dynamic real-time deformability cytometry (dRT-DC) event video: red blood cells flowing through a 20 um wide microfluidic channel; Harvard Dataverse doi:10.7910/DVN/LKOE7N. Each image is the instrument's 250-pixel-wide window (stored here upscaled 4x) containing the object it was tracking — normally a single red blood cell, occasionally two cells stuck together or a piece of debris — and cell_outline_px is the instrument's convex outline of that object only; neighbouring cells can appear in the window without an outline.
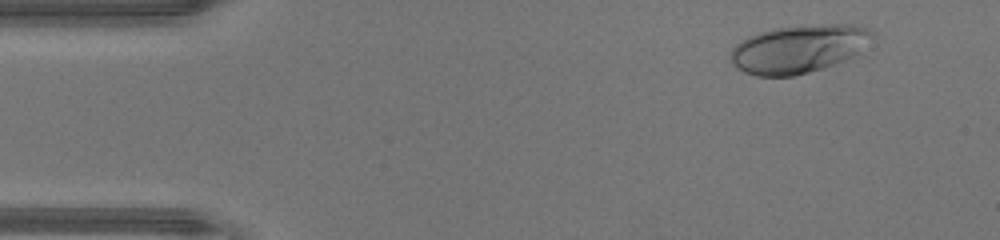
{"species": "human", "species_latin": "Homo sapiens", "temperature_condition": "warm", "stored_images_in_passage": 46, "camera_frame_rate_fps": 3000, "um_per_image_px": 0.085, "donor": {"sex": "male"}, "frame": {"image": 1, "passage_image": 4, "time_ms": 1.0, "image_size_px": [1000, 240], "cell_outline_px": [[876, 36], [852, 56], [836, 64], [824, 68], [792, 76], [756, 76], [744, 72], [736, 68], [732, 64], [732, 48], [736, 44], [748, 36], [772, 28], [800, 24], [856, 24], [868, 28], [876, 32]], "centroid_in_image_um": [67.91, 4.13], "position_along_channel_um": 17.1, "area_um2": 40.11}}
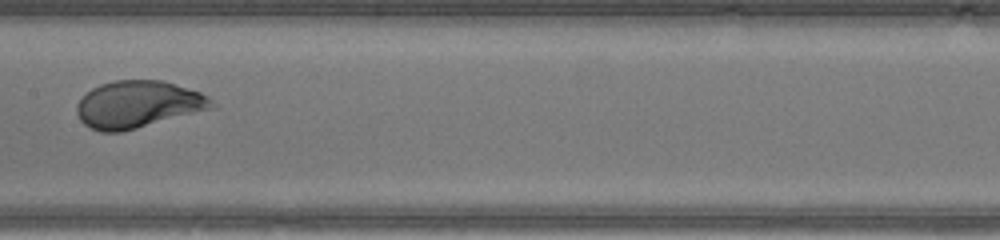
{"frame": {"image": 2, "passage_image": 23, "time_ms": 7.333, "image_size_px": [1000, 240], "cell_outline_px": [[216, 108], [120, 132], [100, 132], [84, 124], [80, 120], [76, 112], [76, 104], [92, 88], [100, 84], [112, 80], [160, 80], [200, 92], [208, 96], [216, 104]], "centroid_in_image_um": [11.74, 8.87], "position_along_channel_um": 195.7, "area_um2": 36.99}}
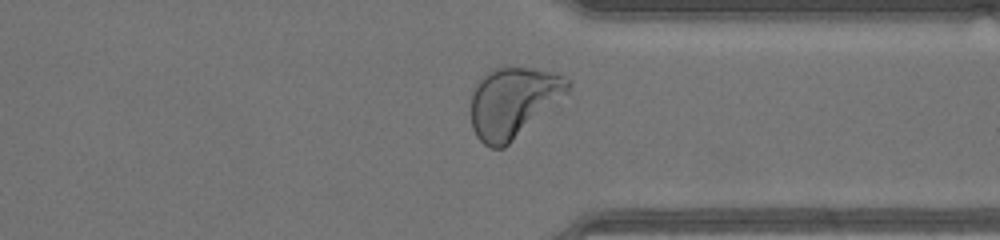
{"frame": {"image": 3, "passage_image": 35, "time_ms": 11.333, "image_size_px": [1000, 240], "cell_outline_px": [[572, 84], [568, 92], [504, 148], [492, 148], [484, 144], [476, 136], [472, 128], [472, 92], [476, 84], [488, 72], [500, 64], [536, 68], [552, 72], [564, 76], [572, 80]], "centroid_in_image_um": [43.62, 8.63], "position_along_channel_um": 367.8, "area_um2": 39.82}, "authors_computed_cell_mechanics": {"area_um2": 37.2232, "velocity_mm_per_s": 4.3597, "shape_relaxation_time_tau1_ms": 2.5539, "shape_relaxation_time_tau2_ms": null, "deformation_change_tau1": 0.1942, "deformation_change_tau2": null}}